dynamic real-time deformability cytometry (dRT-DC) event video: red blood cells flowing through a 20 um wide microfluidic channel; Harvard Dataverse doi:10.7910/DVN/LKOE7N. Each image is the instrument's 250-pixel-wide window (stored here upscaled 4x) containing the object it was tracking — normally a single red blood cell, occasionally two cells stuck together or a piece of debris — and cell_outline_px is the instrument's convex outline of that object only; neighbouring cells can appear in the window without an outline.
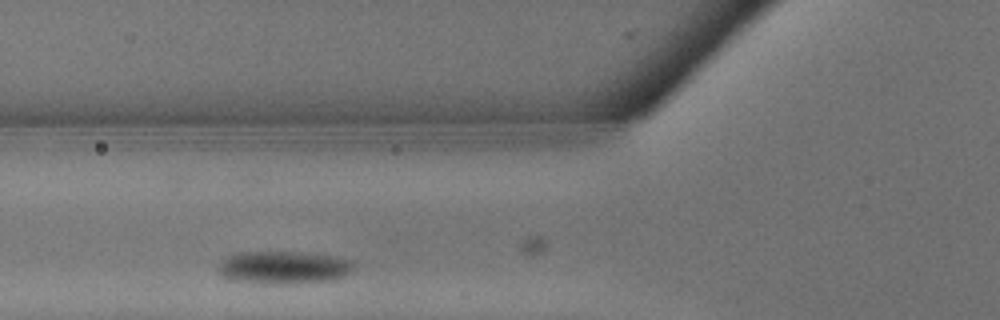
{"species": "common noctule bat (a hibernating species)", "species_latin": "Nyctalus noctula", "temperature_condition": "warm", "stored_images_in_passage": 14, "camera_frame_rate_fps": 3000, "um_per_image_px": 0.085, "animal": {"sex": "male", "body_mass_g": 13.3}, "frame": {"image": 1, "passage_image": 3, "time_ms": 0.667, "image_size_px": [1000, 320], "cell_outline_px": [[356, 268], [340, 276], [328, 280], [296, 284], [268, 284], [228, 280], [220, 272], [220, 264], [228, 256], [240, 252], [304, 252], [340, 256], [356, 260]], "centroid_in_image_um": [24.19, 22.73], "position_along_channel_um": 101.6, "area_um2": 26.18}}
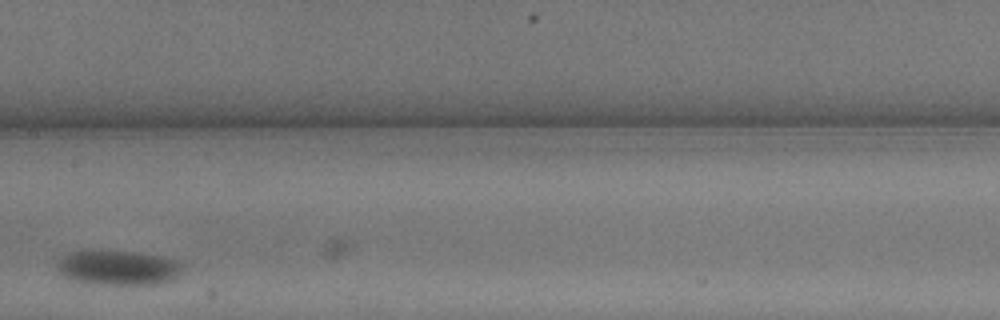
{"frame": {"image": 2, "passage_image": 7, "time_ms": 2.0, "image_size_px": [1000, 320], "cell_outline_px": [[184, 268], [172, 280], [156, 284], [88, 284], [68, 280], [60, 276], [56, 268], [56, 264], [68, 252], [136, 252], [160, 256], [176, 260], [184, 264]], "centroid_in_image_um": [10.01, 22.79], "position_along_channel_um": 197.4, "area_um2": 25.37}}
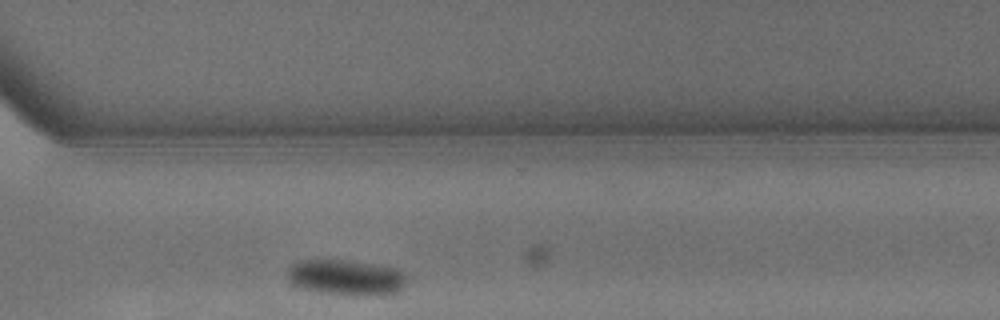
{"frame": {"image": 3, "passage_image": 13, "time_ms": 4.0, "image_size_px": [1000, 320], "cell_outline_px": [[408, 280], [396, 292], [320, 292], [304, 288], [292, 284], [288, 280], [288, 268], [292, 264], [300, 260], [348, 260], [396, 268], [408, 272]], "centroid_in_image_um": [29.39, 23.5], "position_along_channel_um": 341.2, "area_um2": 23.64}}